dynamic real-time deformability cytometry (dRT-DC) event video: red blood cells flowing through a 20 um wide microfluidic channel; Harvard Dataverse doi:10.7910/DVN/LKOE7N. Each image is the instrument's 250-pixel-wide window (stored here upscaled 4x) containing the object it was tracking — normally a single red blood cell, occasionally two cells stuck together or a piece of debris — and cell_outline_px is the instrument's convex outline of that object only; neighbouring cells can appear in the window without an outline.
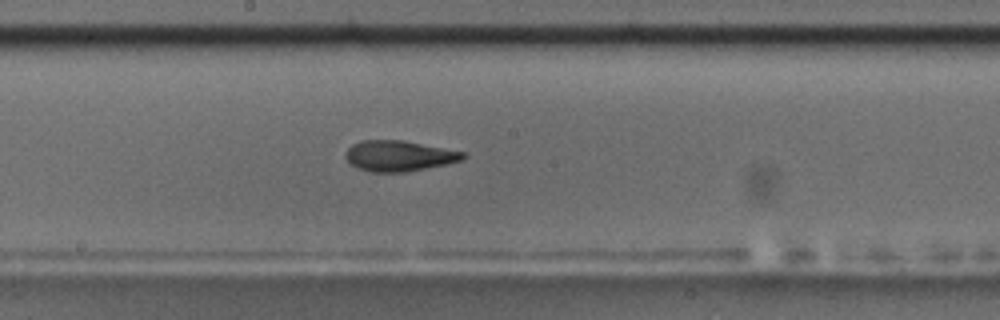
{"species": "common noctule bat (a hibernating species)", "species_latin": "Nyctalus noctula", "temperature_condition": "room temperature", "stored_images_in_passage": 45, "camera_frame_rate_fps": 3000, "um_per_image_px": 0.085, "animal": {"sex": "male", "body_mass_g": 17.5, "forearm_length_mm": 52.3}, "frame": {"image": 1, "passage_image": 20, "time_ms": 6.333, "image_size_px": [1000, 320], "cell_outline_px": [[468, 156], [460, 160], [448, 164], [408, 172], [372, 172], [356, 168], [344, 156], [348, 148], [352, 144], [360, 140], [404, 140], [464, 152]], "centroid_in_image_um": [33.91, 13.25], "position_along_channel_um": 214.3, "area_um2": 21.1}, "authors_computed_cell_mechanics": {"area_um2": 20.7502, "velocity_mm_per_s": 3.7681, "shape_relaxation_time_tau1_ms": 4.0996, "shape_relaxation_time_tau2_ms": 2.4282, "deformation_change_tau1": 0.1799, "deformation_change_tau2": 0.1103}}